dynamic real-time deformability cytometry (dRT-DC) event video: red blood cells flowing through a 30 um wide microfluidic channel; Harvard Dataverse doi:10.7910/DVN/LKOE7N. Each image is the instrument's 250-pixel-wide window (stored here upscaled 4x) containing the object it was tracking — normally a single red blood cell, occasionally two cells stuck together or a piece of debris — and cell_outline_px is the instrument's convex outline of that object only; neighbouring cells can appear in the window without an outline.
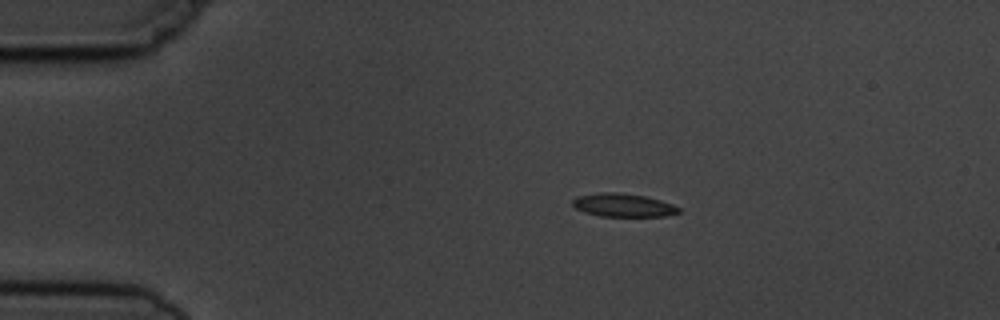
{"species": "common noctule bat (a hibernating species)", "species_latin": "Nyctalus noctula", "temperature_condition": "cold", "stored_images_in_passage": 7, "camera_frame_rate_fps": 3000, "um_per_image_px": 0.085, "animal": {"sex": "male", "body_mass_g": 19.5, "forearm_length_mm": 54.6}, "frame": {"image": 1, "passage_image": 3, "time_ms": 2.333, "image_size_px": [1000, 320], "cell_outline_px": [[680, 212], [664, 216], [600, 216], [584, 212], [576, 208], [572, 204], [572, 200], [576, 196], [600, 192], [620, 192], [644, 196], [660, 200], [672, 204], [680, 208]], "centroid_in_image_um": [52.94, 17.43], "position_along_channel_um": 32.1, "area_um2": 14.39}}
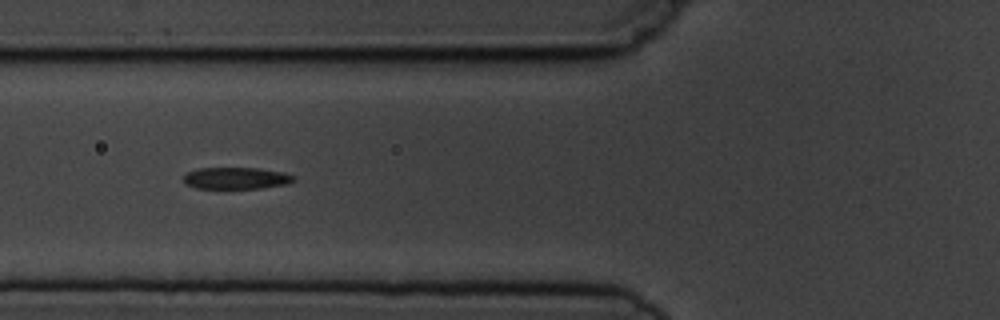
{"frame": {"image": 2, "passage_image": 6, "time_ms": 5.667, "image_size_px": [1000, 320], "cell_outline_px": [[296, 180], [288, 184], [260, 188], [196, 188], [184, 184], [184, 176], [188, 172], [196, 168], [256, 168], [284, 172], [296, 176]], "centroid_in_image_um": [20.1, 15.14], "position_along_channel_um": 105.7, "area_um2": 14.05}}
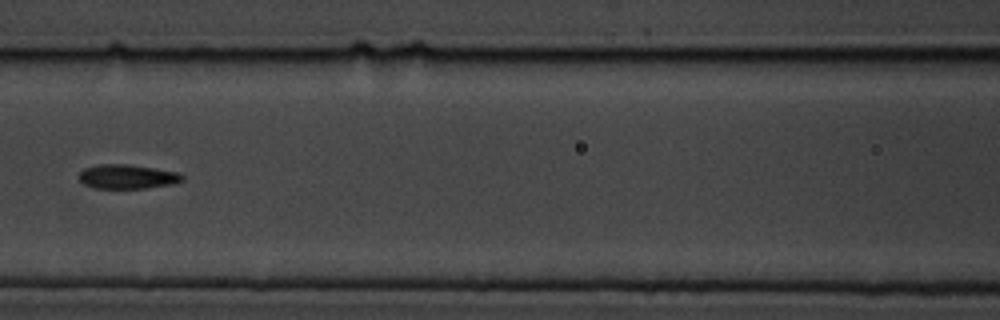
{"frame": {"image": 3, "passage_image": 7, "time_ms": 7.0, "image_size_px": [1000, 320], "cell_outline_px": [[184, 180], [172, 184], [144, 188], [92, 188], [84, 184], [80, 180], [80, 172], [84, 168], [96, 164], [128, 164], [180, 172], [184, 176]], "centroid_in_image_um": [10.83, 15.0], "position_along_channel_um": 155.8, "area_um2": 14.68}}